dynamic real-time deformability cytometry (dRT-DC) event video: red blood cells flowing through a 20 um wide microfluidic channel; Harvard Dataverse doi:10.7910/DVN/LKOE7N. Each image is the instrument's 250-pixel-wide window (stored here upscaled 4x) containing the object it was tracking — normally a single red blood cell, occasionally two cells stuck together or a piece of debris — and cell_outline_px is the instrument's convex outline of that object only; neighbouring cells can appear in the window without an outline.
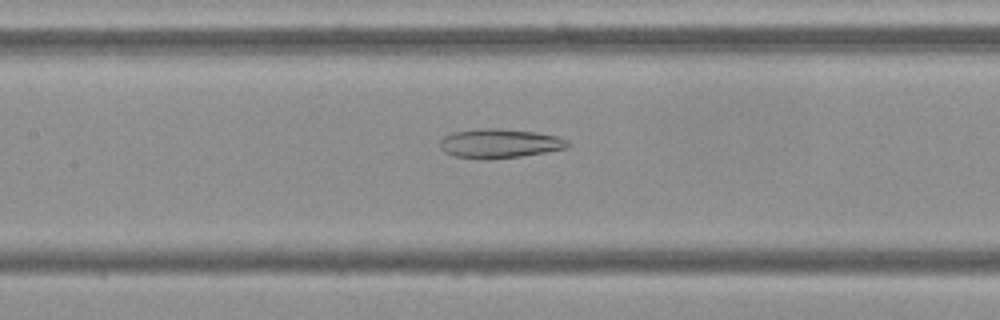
{"species": "Egyptian fruit bat (a non-hibernating species)", "species_latin": "Rousettus aegyptiacus", "temperature_condition": "cold", "stored_images_in_passage": 54, "camera_frame_rate_fps": 3000, "um_per_image_px": 0.085, "frame": {"image": 1, "passage_image": 25, "time_ms": 8.0, "image_size_px": [1000, 320], "cell_outline_px": [[572, 144], [568, 148], [520, 156], [484, 160], [456, 156], [444, 152], [440, 148], [440, 140], [444, 136], [452, 132], [480, 128], [500, 128], [536, 132], [556, 136], [568, 140]], "centroid_in_image_um": [42.46, 12.19], "position_along_channel_um": 164.9, "area_um2": 21.91}}
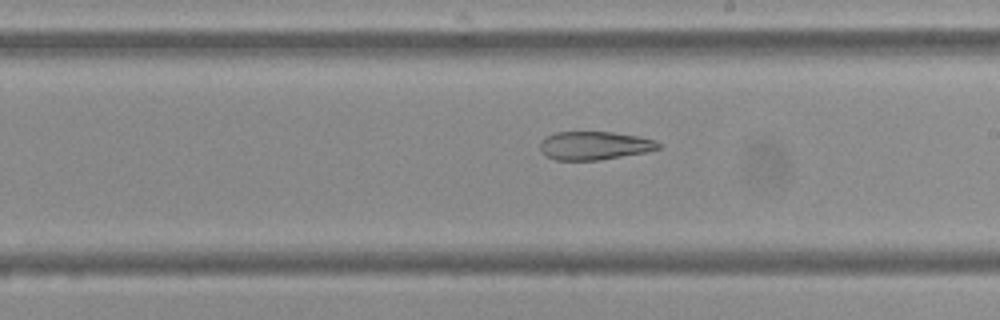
{"frame": {"image": 2, "passage_image": 31, "time_ms": 10.0, "image_size_px": [1000, 320], "cell_outline_px": [[660, 148], [644, 152], [600, 160], [556, 160], [548, 156], [540, 148], [540, 140], [544, 136], [556, 132], [612, 132], [640, 136], [656, 140], [660, 144]], "centroid_in_image_um": [50.52, 12.36], "position_along_channel_um": 238.5, "area_um2": 19.54}}
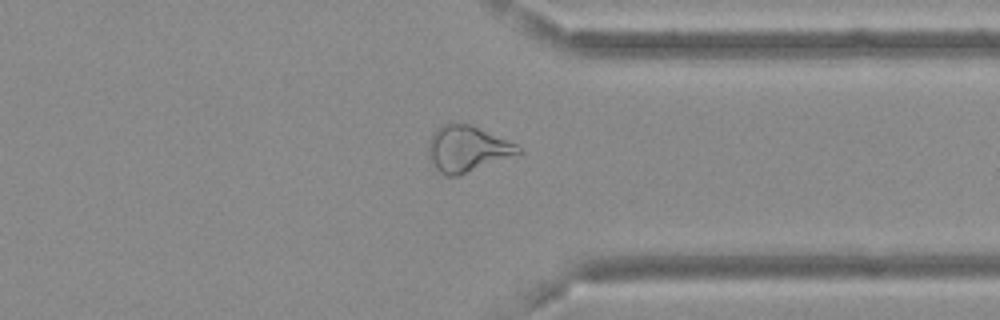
{"frame": {"image": 3, "passage_image": 42, "time_ms": 13.667, "image_size_px": [1000, 320], "cell_outline_px": [[524, 152], [460, 176], [444, 176], [432, 164], [428, 156], [428, 144], [432, 132], [444, 124], [460, 120], [516, 144]], "centroid_in_image_um": [39.68, 12.65], "position_along_channel_um": 371.7, "area_um2": 24.39}, "authors_computed_cell_mechanics": {"area_um2": 26.0967, "velocity_mm_per_s": 3.6881, "shape_relaxation_time_tau1_ms": null, "shape_relaxation_time_tau2_ms": 7.4643, "deformation_change_tau1": null, "deformation_change_tau2": 0.1829}}